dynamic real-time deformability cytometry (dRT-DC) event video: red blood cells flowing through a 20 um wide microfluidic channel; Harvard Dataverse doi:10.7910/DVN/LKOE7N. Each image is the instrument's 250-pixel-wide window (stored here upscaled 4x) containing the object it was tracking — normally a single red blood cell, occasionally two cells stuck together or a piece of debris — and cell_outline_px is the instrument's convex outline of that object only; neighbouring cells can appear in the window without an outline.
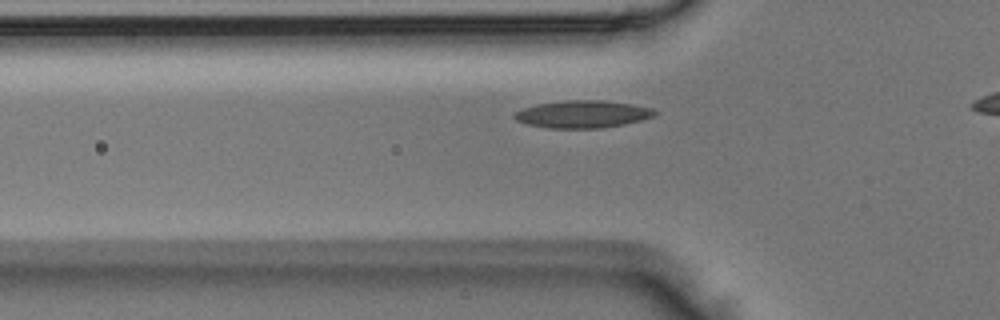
{"species": "Egyptian fruit bat (a non-hibernating species)", "species_latin": "Rousettus aegyptiacus", "temperature_condition": "room temperature", "stored_images_in_passage": 27, "camera_frame_rate_fps": 3000, "um_per_image_px": 0.085, "animal": {"sex": "male"}, "frame": {"image": 1, "passage_image": 2, "time_ms": 0.333, "image_size_px": [1000, 320], "cell_outline_px": [[660, 112], [656, 116], [624, 124], [600, 128], [548, 128], [528, 124], [516, 120], [512, 116], [516, 112], [524, 108], [536, 104], [564, 100], [600, 100], [632, 104], [652, 108]], "centroid_in_image_um": [49.55, 9.7], "position_along_channel_um": 76.2, "area_um2": 22.43}}
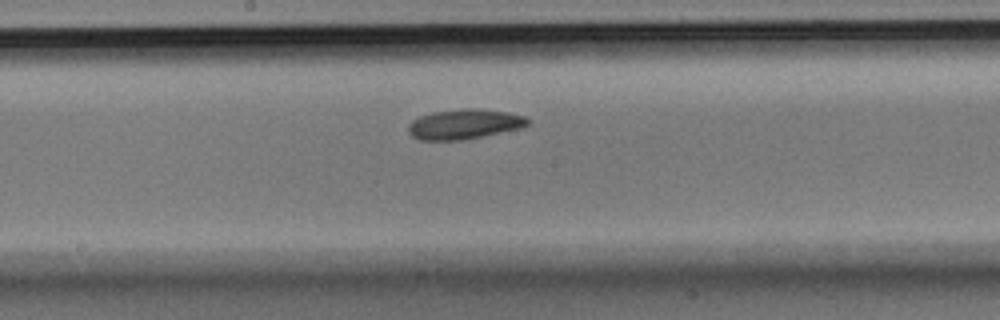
{"frame": {"image": 2, "passage_image": 12, "time_ms": 3.667, "image_size_px": [1000, 320], "cell_outline_px": [[532, 120], [528, 124], [520, 128], [464, 140], [420, 140], [412, 136], [408, 132], [408, 124], [412, 120], [420, 116], [432, 112], [464, 108], [476, 108], [508, 112], [524, 116]], "centroid_in_image_um": [39.46, 10.55], "position_along_channel_um": 208.7, "area_um2": 20.92}}
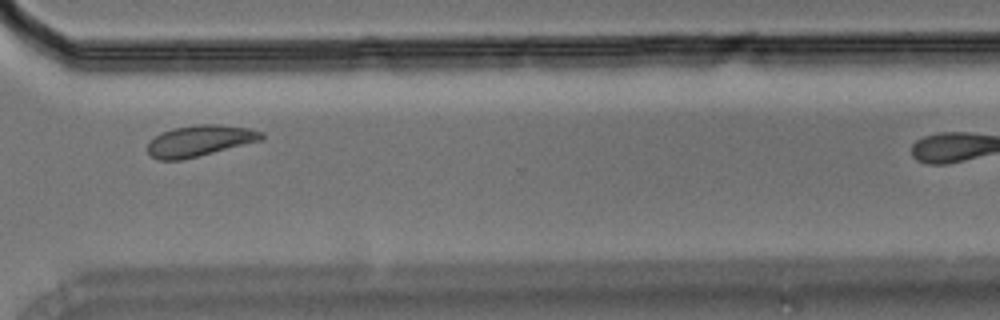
{"frame": {"image": 3, "passage_image": 23, "time_ms": 7.333, "image_size_px": [1000, 320], "cell_outline_px": [[264, 140], [180, 160], [156, 160], [148, 156], [148, 144], [160, 132], [172, 128], [196, 124], [216, 124], [248, 128], [264, 132]], "centroid_in_image_um": [16.97, 11.96], "position_along_channel_um": 353.6, "area_um2": 20.75}}